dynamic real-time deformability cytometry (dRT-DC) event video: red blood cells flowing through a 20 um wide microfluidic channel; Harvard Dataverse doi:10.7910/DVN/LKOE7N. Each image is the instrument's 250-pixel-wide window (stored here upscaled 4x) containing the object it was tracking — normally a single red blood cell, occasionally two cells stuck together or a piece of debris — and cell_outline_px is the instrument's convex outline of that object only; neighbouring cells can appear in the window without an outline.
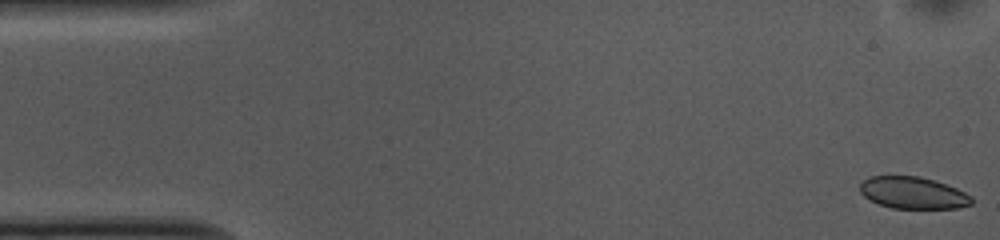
{"species": "common noctule bat (a hibernating species)", "species_latin": "Nyctalus noctula", "temperature_condition": "cold", "stored_images_in_passage": 50, "camera_frame_rate_fps": 3000, "um_per_image_px": 0.085, "animal": {"sex": "female", "body_mass_g": 10.0, "forearm_length_mm": 53.1}, "frame": {"image": 1, "passage_image": 1, "time_ms": 0.0, "image_size_px": [1000, 240], "cell_outline_px": [[972, 204], [960, 208], [892, 208], [868, 200], [860, 192], [860, 184], [864, 180], [872, 176], [920, 176], [936, 180], [956, 188], [972, 196]], "centroid_in_image_um": [77.62, 16.39], "position_along_channel_um": 7.4, "area_um2": 20.81}}
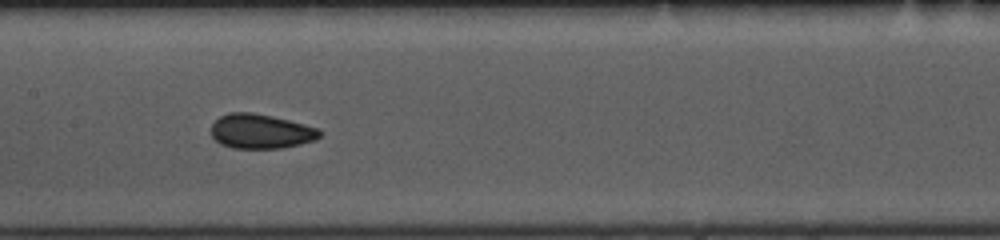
{"frame": {"image": 2, "passage_image": 25, "time_ms": 8.0, "image_size_px": [1000, 240], "cell_outline_px": [[320, 136], [316, 140], [300, 144], [280, 148], [232, 148], [220, 144], [212, 136], [212, 124], [220, 116], [228, 112], [252, 112], [272, 116], [320, 128]], "centroid_in_image_um": [22.17, 11.16], "position_along_channel_um": 185.2, "area_um2": 21.85}}
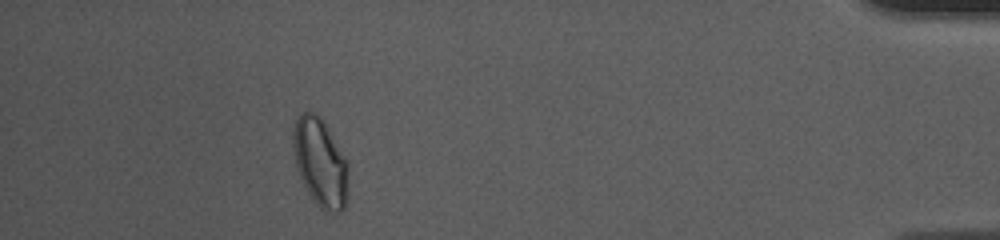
{"frame": {"image": 3, "passage_image": 48, "time_ms": 15.667, "image_size_px": [1000, 240], "cell_outline_px": [[348, 200], [344, 208], [340, 212], [324, 212], [316, 204], [308, 192], [296, 168], [292, 148], [292, 128], [296, 120], [304, 112], [316, 112], [320, 116], [328, 128], [344, 156], [348, 164]], "centroid_in_image_um": [27.22, 13.83], "position_along_channel_um": 408.0, "area_um2": 28.73}, "authors_computed_cell_mechanics": {"area_um2": 22.1952, "velocity_mm_per_s": 3.6772, "shape_relaxation_time_tau1_ms": 3.1745, "shape_relaxation_time_tau2_ms": 5.9217, "deformation_change_tau1": 0.0625, "deformation_change_tau2": 0.0658}}